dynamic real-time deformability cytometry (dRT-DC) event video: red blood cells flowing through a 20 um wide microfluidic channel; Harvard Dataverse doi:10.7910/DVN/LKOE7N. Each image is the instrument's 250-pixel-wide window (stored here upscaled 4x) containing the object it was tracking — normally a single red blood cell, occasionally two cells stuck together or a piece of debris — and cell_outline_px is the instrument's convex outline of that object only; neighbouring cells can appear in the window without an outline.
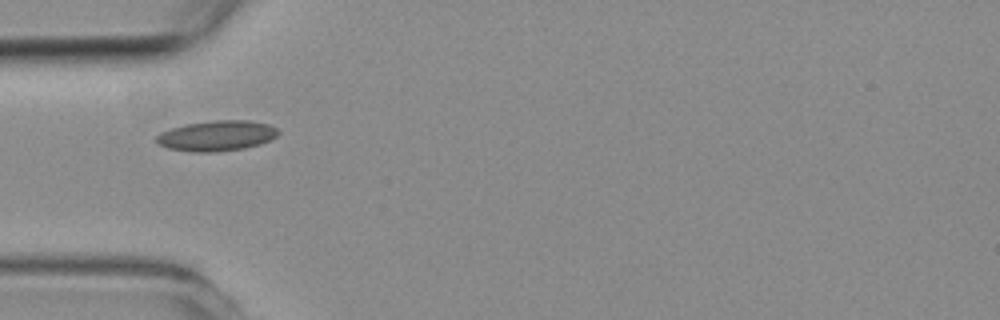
{"species": "common noctule bat (a hibernating species)", "species_latin": "Nyctalus noctula", "temperature_condition": "room temperature", "stored_images_in_passage": 1, "camera_frame_rate_fps": 3000, "um_per_image_px": 0.085, "animal": {"sex": "female", "body_mass_g": 19.3, "forearm_length_mm": 54.1}, "frame": {"image": 1, "passage_image": 1, "time_ms": 0.0, "image_size_px": [1000, 320], "cell_outline_px": [[280, 132], [272, 140], [260, 144], [244, 148], [216, 152], [192, 152], [168, 148], [156, 144], [156, 136], [160, 132], [184, 124], [216, 120], [248, 120], [268, 124], [276, 128]], "centroid_in_image_um": [18.41, 11.54], "position_along_channel_um": 66.6, "area_um2": 21.73}}